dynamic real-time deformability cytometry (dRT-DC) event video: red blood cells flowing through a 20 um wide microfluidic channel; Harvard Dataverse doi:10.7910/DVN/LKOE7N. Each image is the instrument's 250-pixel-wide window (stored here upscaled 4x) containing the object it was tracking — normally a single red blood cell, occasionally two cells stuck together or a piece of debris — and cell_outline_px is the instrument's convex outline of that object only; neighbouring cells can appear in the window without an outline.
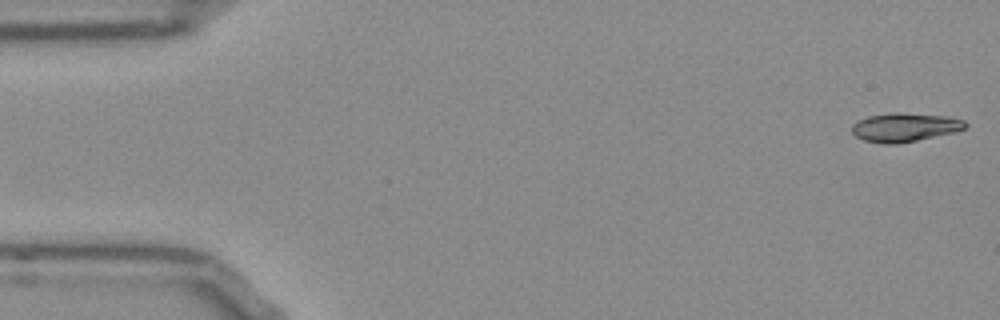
{"species": "Egyptian fruit bat (a non-hibernating species)", "species_latin": "Rousettus aegyptiacus", "temperature_condition": "room temperature", "stored_images_in_passage": 15, "camera_frame_rate_fps": 3000, "um_per_image_px": 0.085, "frame": {"image": 1, "passage_image": 1, "time_ms": 0.0, "image_size_px": [1000, 320], "cell_outline_px": [[968, 128], [956, 132], [896, 144], [880, 144], [864, 140], [856, 136], [852, 132], [852, 124], [856, 120], [868, 116], [892, 112], [896, 112], [944, 116], [964, 120], [968, 124]], "centroid_in_image_um": [76.89, 10.82], "position_along_channel_um": 8.1, "area_um2": 19.13}}
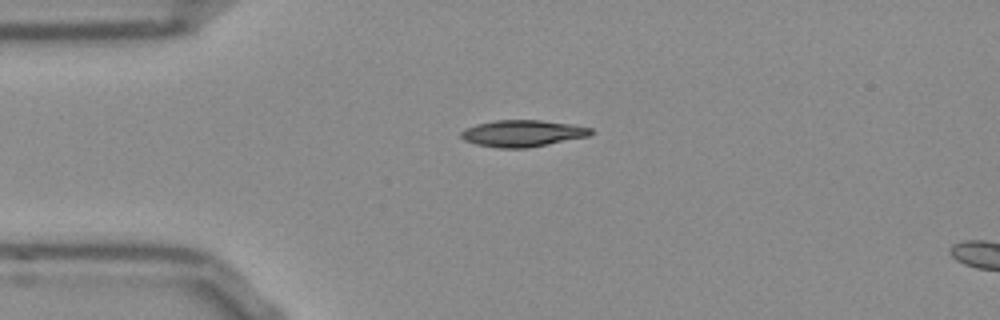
{"frame": {"image": 2, "passage_image": 12, "time_ms": 3.667, "image_size_px": [1000, 320], "cell_outline_px": [[592, 132], [588, 136], [528, 148], [496, 148], [476, 144], [464, 140], [460, 136], [460, 132], [464, 128], [476, 124], [496, 120], [540, 120], [572, 124], [592, 128]], "centroid_in_image_um": [44.37, 11.33], "position_along_channel_um": 40.6, "area_um2": 20.17}}